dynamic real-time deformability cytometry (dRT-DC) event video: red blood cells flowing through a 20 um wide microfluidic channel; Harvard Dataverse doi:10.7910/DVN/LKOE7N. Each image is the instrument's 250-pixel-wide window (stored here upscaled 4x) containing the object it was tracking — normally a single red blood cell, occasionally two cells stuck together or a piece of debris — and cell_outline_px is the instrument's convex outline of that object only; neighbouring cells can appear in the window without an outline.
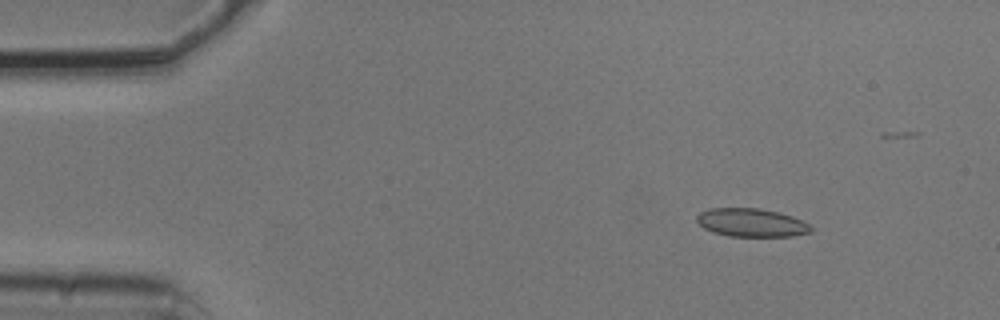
{"species": "common noctule bat (a hibernating species)", "species_latin": "Nyctalus noctula", "temperature_condition": "cold", "stored_images_in_passage": 8, "camera_frame_rate_fps": 3000, "um_per_image_px": 0.085, "animal": {"sex": "male", "body_mass_g": 20.5, "forearm_length_mm": 52.5}, "frame": {"image": 1, "passage_image": 2, "time_ms": 0.333, "image_size_px": [1000, 320], "cell_outline_px": [[812, 232], [792, 236], [728, 236], [712, 232], [704, 228], [696, 220], [696, 216], [700, 212], [708, 208], [760, 208], [792, 216], [808, 224], [812, 228]], "centroid_in_image_um": [63.84, 18.92], "position_along_channel_um": 21.2, "area_um2": 18.79}}
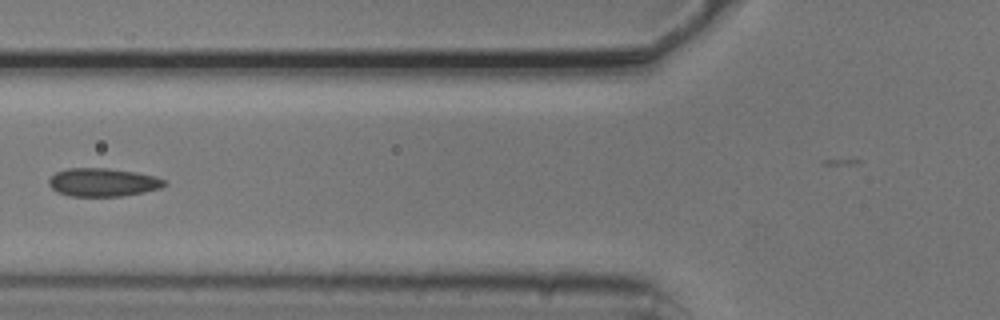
{"frame": {"image": 2, "passage_image": 6, "time_ms": 1.667, "image_size_px": [1000, 320], "cell_outline_px": [[168, 184], [160, 188], [144, 192], [120, 196], [68, 196], [56, 192], [48, 184], [48, 180], [56, 172], [68, 168], [108, 168], [136, 172], [156, 176], [164, 180]], "centroid_in_image_um": [8.74, 15.49], "position_along_channel_um": 117.1, "area_um2": 19.13}}
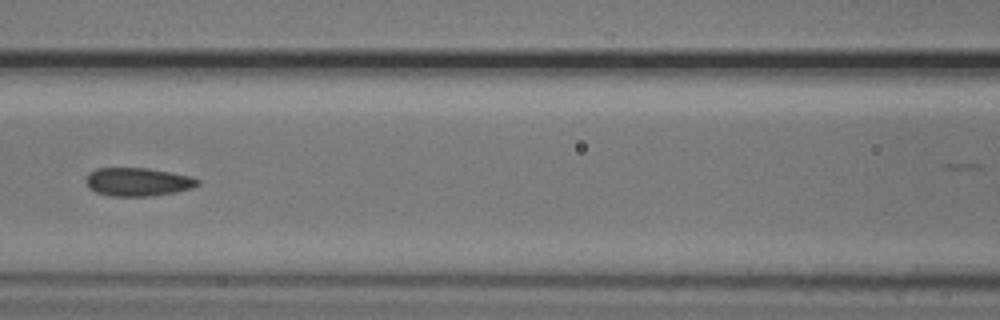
{"frame": {"image": 3, "passage_image": 7, "time_ms": 2.0, "image_size_px": [1000, 320], "cell_outline_px": [[200, 184], [192, 188], [176, 192], [152, 196], [108, 196], [96, 192], [88, 188], [84, 180], [88, 172], [96, 168], [148, 168], [172, 172], [192, 176], [200, 180]], "centroid_in_image_um": [11.7, 15.46], "position_along_channel_um": 154.9, "area_um2": 18.84}}